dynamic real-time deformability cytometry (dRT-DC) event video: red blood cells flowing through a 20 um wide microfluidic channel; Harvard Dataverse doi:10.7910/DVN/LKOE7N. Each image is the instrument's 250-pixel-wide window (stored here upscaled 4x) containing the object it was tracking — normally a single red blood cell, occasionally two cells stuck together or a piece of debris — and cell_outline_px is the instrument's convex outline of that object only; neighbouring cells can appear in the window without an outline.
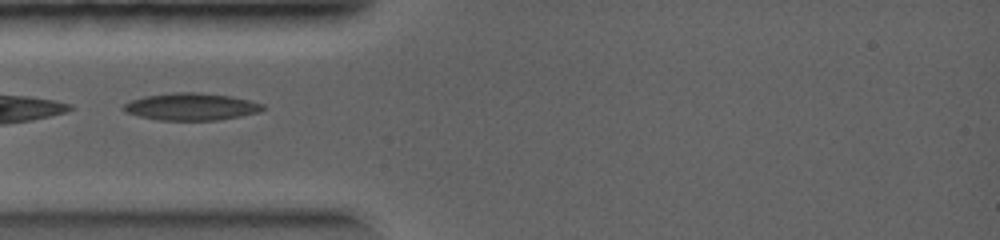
{"species": "common noctule bat (a hibernating species)", "species_latin": "Nyctalus noctula", "temperature_condition": "warm", "stored_images_in_passage": 2, "camera_frame_rate_fps": 5000, "um_per_image_px": 0.085, "animal": {"sex": "female", "body_mass_g": 19.0, "forearm_length_mm": 56.7}, "frame": {"image": 1, "passage_image": 1, "time_ms": 0.0, "image_size_px": [1000, 240], "cell_outline_px": [[264, 108], [260, 112], [220, 120], [156, 120], [124, 112], [120, 108], [124, 104], [132, 100], [144, 96], [176, 92], [200, 92], [228, 96], [248, 100], [264, 104]], "centroid_in_image_um": [16.22, 9.07], "position_along_channel_um": 68.8, "area_um2": 22.08}}